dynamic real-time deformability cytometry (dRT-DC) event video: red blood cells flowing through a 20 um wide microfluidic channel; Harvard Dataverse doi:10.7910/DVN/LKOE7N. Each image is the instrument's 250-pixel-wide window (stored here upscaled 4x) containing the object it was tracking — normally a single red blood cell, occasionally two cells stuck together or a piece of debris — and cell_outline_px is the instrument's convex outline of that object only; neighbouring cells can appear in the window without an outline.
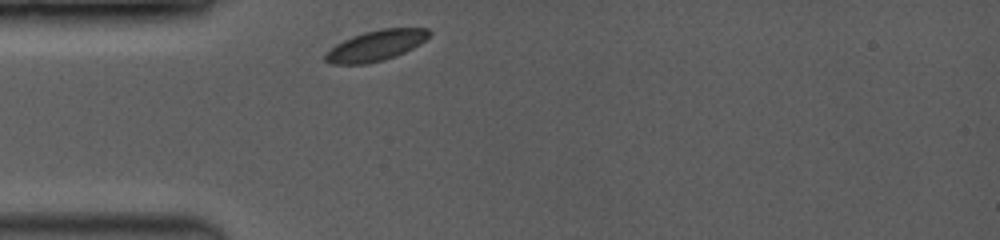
{"species": "common noctule bat (a hibernating species)", "species_latin": "Nyctalus noctula", "temperature_condition": "room temperature", "stored_images_in_passage": 22, "camera_frame_rate_fps": 3500, "um_per_image_px": 0.085, "animal": {"sex": "female", "body_mass_g": 19.0, "forearm_length_mm": 53.3}, "frame": {"image": 1, "passage_image": 1, "time_ms": 0.0, "image_size_px": [1000, 240], "cell_outline_px": [[432, 32], [420, 44], [404, 52], [380, 60], [364, 64], [332, 64], [324, 60], [324, 52], [336, 44], [352, 36], [364, 32], [380, 28], [428, 28]], "centroid_in_image_um": [31.91, 3.86], "position_along_channel_um": 53.1, "area_um2": 18.32}}
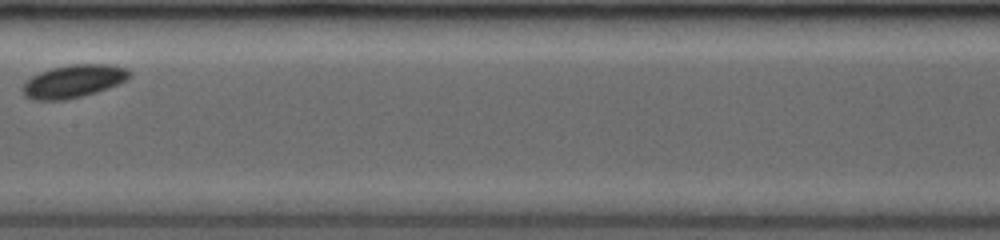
{"frame": {"image": 2, "passage_image": 10, "time_ms": 4.0, "image_size_px": [1000, 240], "cell_outline_px": [[132, 72], [128, 80], [120, 84], [96, 92], [64, 100], [32, 100], [24, 96], [20, 88], [32, 76], [40, 72], [52, 68], [68, 64], [112, 64], [128, 68]], "centroid_in_image_um": [6.28, 6.9], "position_along_channel_um": 201.1, "area_um2": 20.75}}
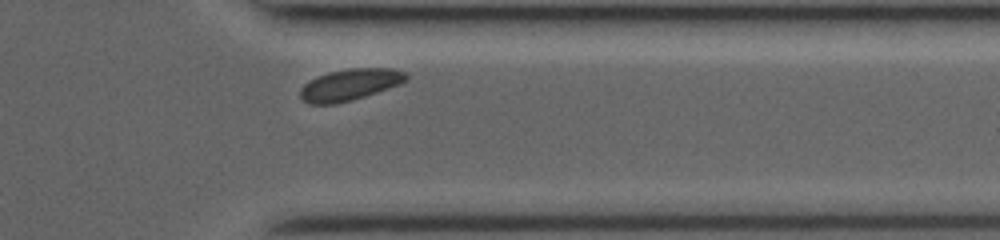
{"frame": {"image": 3, "passage_image": 19, "time_ms": 8.571, "image_size_px": [1000, 240], "cell_outline_px": [[408, 80], [400, 84], [352, 100], [336, 104], [308, 104], [300, 96], [300, 88], [308, 80], [316, 76], [328, 72], [348, 68], [392, 68], [408, 72]], "centroid_in_image_um": [29.74, 7.18], "position_along_channel_um": 381.7, "area_um2": 19.65}, "authors_computed_cell_mechanics": {"area_um2": 19.2763, "velocity_mm_per_s": 3.907, "shape_relaxation_time_tau1_ms": 1.0389, "shape_relaxation_time_tau2_ms": null, "deformation_change_tau1": 0.0211, "deformation_change_tau2": null}}